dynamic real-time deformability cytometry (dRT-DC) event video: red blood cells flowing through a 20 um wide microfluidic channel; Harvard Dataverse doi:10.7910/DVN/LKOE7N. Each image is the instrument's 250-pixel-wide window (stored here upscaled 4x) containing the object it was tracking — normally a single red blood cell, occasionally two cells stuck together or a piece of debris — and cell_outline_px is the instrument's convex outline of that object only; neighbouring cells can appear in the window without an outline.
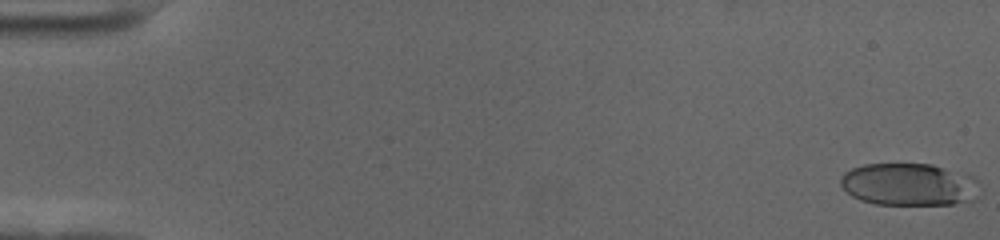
{"species": "human", "species_latin": "Homo sapiens", "temperature_condition": "cold", "stored_images_in_passage": 14, "camera_frame_rate_fps": 3000, "um_per_image_px": 0.085, "donor": {"sex": "female"}, "frame": {"image": 1, "passage_image": 1, "time_ms": 0.0, "image_size_px": [1000, 240], "cell_outline_px": [[976, 200], [952, 204], [876, 204], [860, 200], [852, 196], [840, 184], [840, 176], [844, 172], [852, 168], [864, 164], [932, 164], [968, 172], [976, 180]], "centroid_in_image_um": [77.27, 15.66], "position_along_channel_um": 7.7, "area_um2": 34.62}}